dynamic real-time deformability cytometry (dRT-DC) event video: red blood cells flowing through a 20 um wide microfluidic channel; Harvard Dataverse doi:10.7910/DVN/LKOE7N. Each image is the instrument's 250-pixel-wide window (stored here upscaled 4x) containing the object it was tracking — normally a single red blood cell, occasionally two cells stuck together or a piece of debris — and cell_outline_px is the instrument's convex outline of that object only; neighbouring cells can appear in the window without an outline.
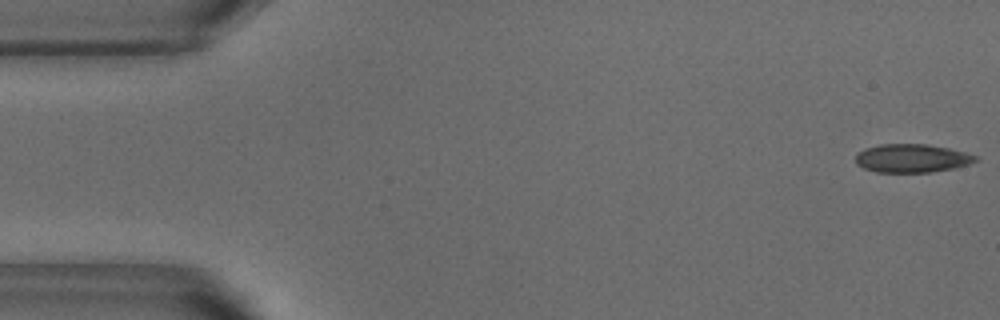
{"species": "common noctule bat (a hibernating species)", "species_latin": "Nyctalus noctula", "temperature_condition": "warm", "stored_images_in_passage": 52, "camera_frame_rate_fps": 3000, "um_per_image_px": 0.085, "animal": {"sex": "male", "body_mass_g": 18.8}, "frame": {"image": 1, "passage_image": 1, "time_ms": 0.0, "image_size_px": [1000, 320], "cell_outline_px": [[980, 160], [956, 168], [932, 172], [876, 172], [864, 168], [856, 164], [856, 152], [864, 148], [880, 144], [928, 144], [948, 148], [964, 152], [976, 156]], "centroid_in_image_um": [77.5, 13.45], "position_along_channel_um": 7.5, "area_um2": 20.0}}
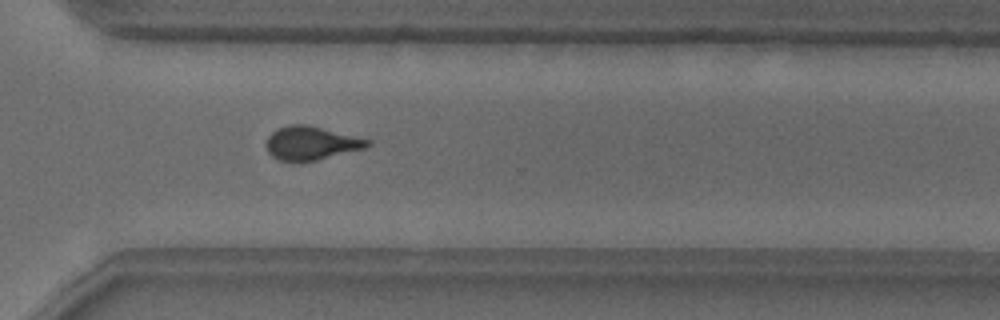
{"frame": {"image": 2, "passage_image": 37, "time_ms": 12.0, "image_size_px": [1000, 320], "cell_outline_px": [[372, 144], [364, 148], [300, 164], [292, 164], [280, 160], [272, 156], [268, 152], [264, 144], [268, 136], [276, 128], [288, 124], [308, 124], [372, 140]], "centroid_in_image_um": [26.39, 12.18], "position_along_channel_um": 344.2, "area_um2": 20.4}}
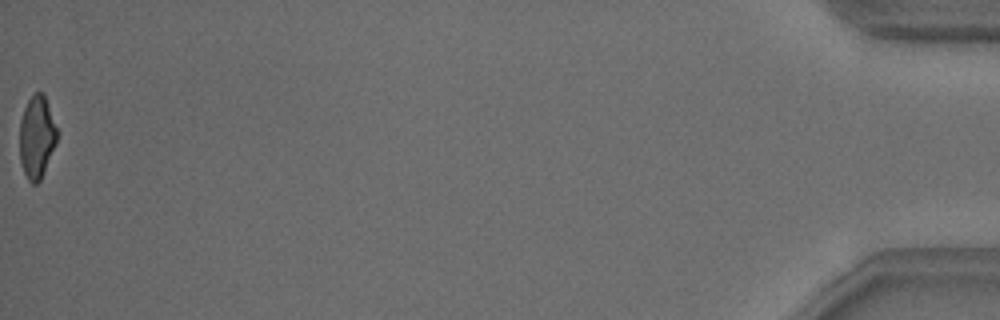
{"frame": {"image": 3, "passage_image": 52, "time_ms": 17.0, "image_size_px": [1000, 320], "cell_outline_px": [[60, 132], [56, 144], [44, 172], [40, 180], [36, 184], [32, 184], [28, 180], [24, 172], [20, 160], [20, 120], [24, 108], [28, 100], [36, 92], [44, 92]], "centroid_in_image_um": [3.16, 11.62], "position_along_channel_um": 432.0, "area_um2": 18.38}, "authors_computed_cell_mechanics": {"area_um2": 20.4034, "velocity_mm_per_s": 3.8409, "shape_relaxation_time_tau1_ms": 5.8794, "shape_relaxation_time_tau2_ms": 1.2647, "deformation_change_tau1": 0.1518, "deformation_change_tau2": 0.0575}}